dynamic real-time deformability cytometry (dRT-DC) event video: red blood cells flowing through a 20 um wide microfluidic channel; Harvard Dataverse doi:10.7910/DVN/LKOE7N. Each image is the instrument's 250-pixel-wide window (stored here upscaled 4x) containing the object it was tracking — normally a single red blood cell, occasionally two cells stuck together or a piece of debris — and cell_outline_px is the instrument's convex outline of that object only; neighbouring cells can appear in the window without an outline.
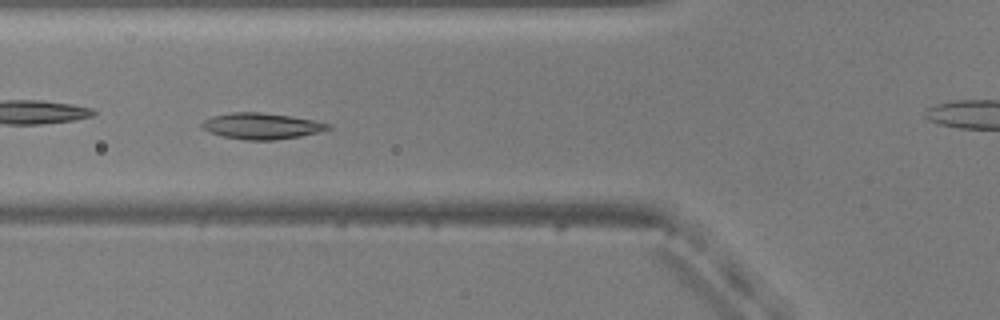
{"species": "common noctule bat (a hibernating species)", "species_latin": "Nyctalus noctula", "temperature_condition": "warm", "stored_images_in_passage": 39, "camera_frame_rate_fps": 3000, "um_per_image_px": 0.085, "animal": {"sex": "male", "body_mass_g": 20.5, "forearm_length_mm": 52.5}, "frame": {"image": 1, "passage_image": 4, "time_ms": 1.0, "image_size_px": [1000, 320], "cell_outline_px": [[332, 128], [300, 136], [272, 140], [244, 140], [224, 136], [208, 132], [200, 128], [200, 124], [204, 120], [212, 116], [232, 112], [260, 112], [288, 116], [312, 120], [332, 124]], "centroid_in_image_um": [22.18, 10.71], "position_along_channel_um": 103.6, "area_um2": 19.07}}
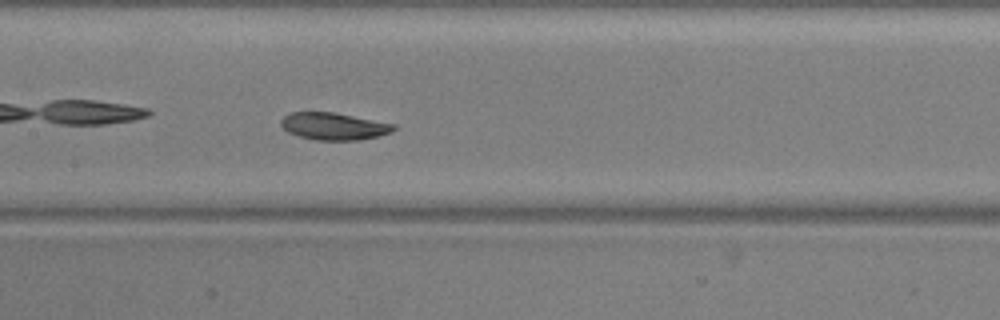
{"frame": {"image": 2, "passage_image": 10, "time_ms": 3.0, "image_size_px": [1000, 320], "cell_outline_px": [[396, 128], [392, 132], [380, 136], [360, 140], [316, 140], [300, 136], [288, 132], [280, 124], [280, 120], [288, 112], [332, 112], [396, 124]], "centroid_in_image_um": [28.39, 10.73], "position_along_channel_um": 179.0, "area_um2": 17.92}}
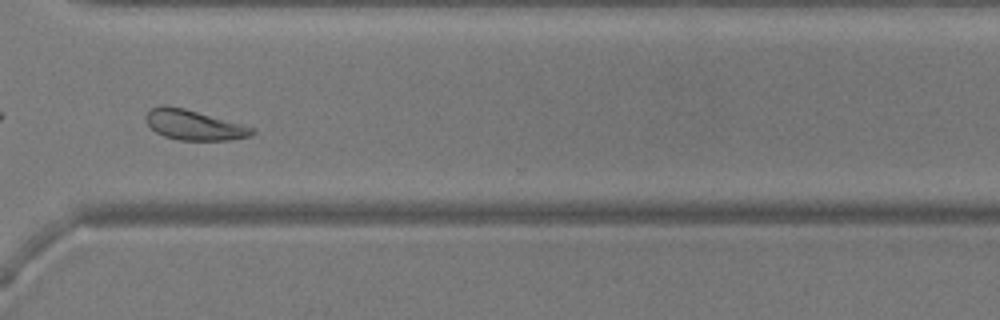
{"frame": {"image": 3, "passage_image": 24, "time_ms": 7.667, "image_size_px": [1000, 320], "cell_outline_px": [[256, 132], [252, 136], [228, 140], [180, 140], [164, 136], [156, 132], [148, 124], [144, 116], [152, 108], [164, 104], [184, 108], [244, 124], [256, 128]], "centroid_in_image_um": [16.53, 10.62], "position_along_channel_um": 354.1, "area_um2": 18.73}, "authors_computed_cell_mechanics": {"area_um2": 18.7272, "velocity_mm_per_s": 3.7556, "shape_relaxation_time_tau1_ms": 2.8154, "shape_relaxation_time_tau2_ms": 7.7224, "deformation_change_tau1": 0.0921, "deformation_change_tau2": 0.1154}}